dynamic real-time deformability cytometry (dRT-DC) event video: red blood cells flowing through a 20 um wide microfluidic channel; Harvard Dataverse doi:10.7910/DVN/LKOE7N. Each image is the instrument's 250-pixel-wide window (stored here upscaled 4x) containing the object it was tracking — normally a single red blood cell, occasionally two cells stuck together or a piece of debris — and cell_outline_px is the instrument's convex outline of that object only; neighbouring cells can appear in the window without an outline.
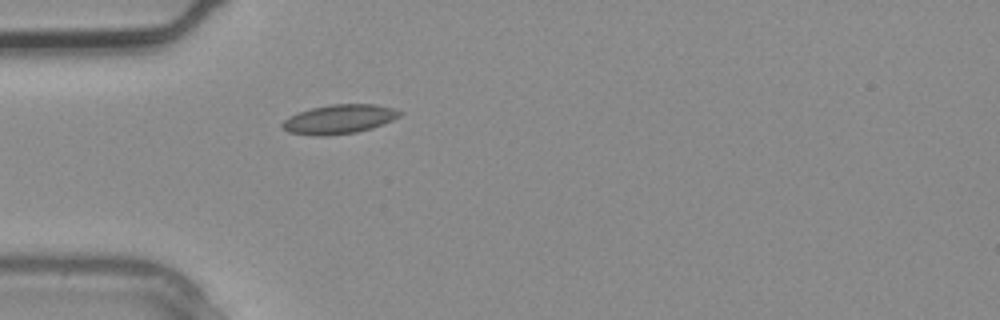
{"species": "common noctule bat (a hibernating species)", "species_latin": "Nyctalus noctula", "temperature_condition": "warm", "stored_images_in_passage": 2, "camera_frame_rate_fps": 3000, "um_per_image_px": 0.085, "animal": {"sex": "male", "body_mass_g": 20.4}, "frame": {"image": 1, "passage_image": 2, "time_ms": 0.333, "image_size_px": [1000, 320], "cell_outline_px": [[404, 112], [400, 116], [384, 124], [372, 128], [356, 132], [324, 136], [316, 136], [288, 132], [280, 124], [288, 116], [296, 112], [312, 108], [332, 104], [376, 104], [392, 108]], "centroid_in_image_um": [28.82, 10.13], "position_along_channel_um": 56.2, "area_um2": 20.06}}